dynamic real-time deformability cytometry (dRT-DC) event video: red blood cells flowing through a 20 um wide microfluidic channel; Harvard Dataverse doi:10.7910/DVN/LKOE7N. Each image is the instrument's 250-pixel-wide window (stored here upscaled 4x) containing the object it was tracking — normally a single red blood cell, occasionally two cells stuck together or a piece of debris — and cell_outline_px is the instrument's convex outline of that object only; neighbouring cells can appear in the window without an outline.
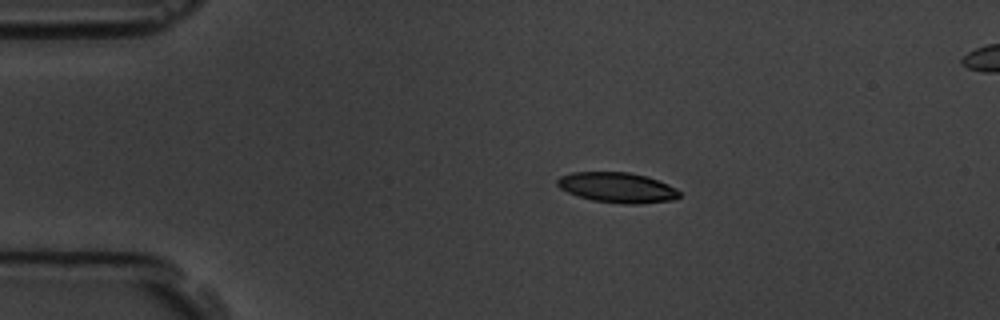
{"species": "common noctule bat (a hibernating species)", "species_latin": "Nyctalus noctula", "temperature_condition": "room temperature", "stored_images_in_passage": 9, "camera_frame_rate_fps": 3000, "um_per_image_px": 0.085, "animal": {"sex": "male", "body_mass_g": 19.5, "forearm_length_mm": 54.6}, "frame": {"image": 1, "passage_image": 4, "time_ms": 3.333, "image_size_px": [1000, 320], "cell_outline_px": [[680, 196], [676, 200], [640, 204], [624, 204], [592, 200], [568, 192], [560, 188], [556, 184], [556, 180], [560, 176], [572, 172], [628, 172], [648, 176], [668, 184], [676, 188], [680, 192]], "centroid_in_image_um": [52.5, 15.94], "position_along_channel_um": 32.5, "area_um2": 21.68}}
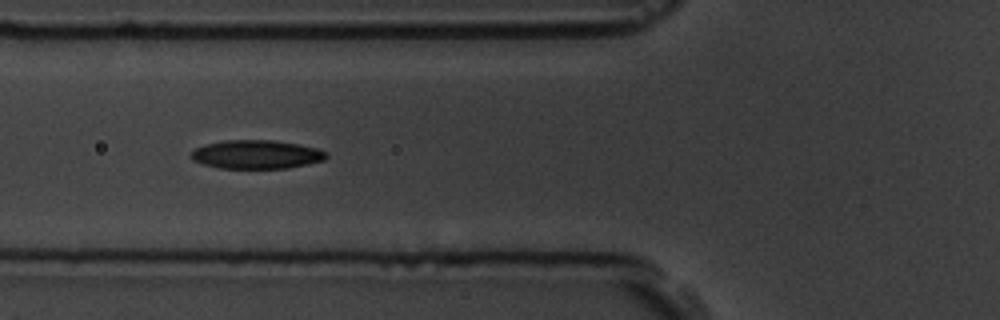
{"frame": {"image": 2, "passage_image": 7, "time_ms": 6.667, "image_size_px": [1000, 320], "cell_outline_px": [[328, 156], [324, 160], [308, 164], [288, 168], [220, 168], [204, 164], [192, 160], [188, 156], [196, 148], [204, 144], [224, 140], [276, 140], [300, 144], [316, 148], [328, 152]], "centroid_in_image_um": [21.81, 13.12], "position_along_channel_um": 104.0, "area_um2": 22.77}}
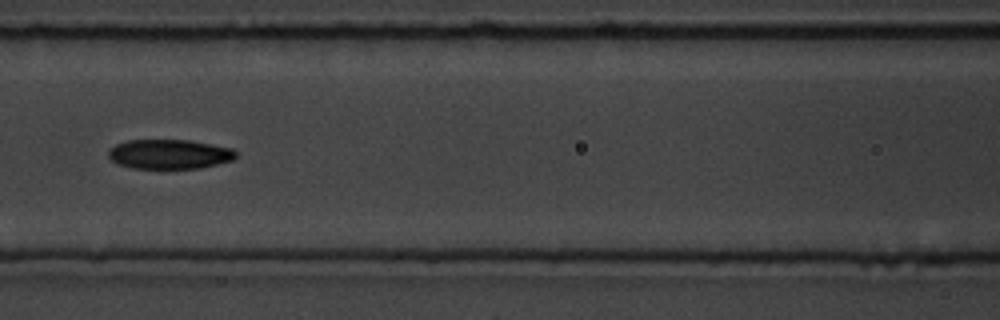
{"frame": {"image": 3, "passage_image": 8, "time_ms": 8.0, "image_size_px": [1000, 320], "cell_outline_px": [[236, 156], [232, 160], [200, 168], [132, 168], [120, 164], [112, 160], [108, 156], [108, 148], [116, 144], [128, 140], [192, 140], [232, 148], [236, 152]], "centroid_in_image_um": [14.39, 13.09], "position_along_channel_um": 152.2, "area_um2": 21.91}}